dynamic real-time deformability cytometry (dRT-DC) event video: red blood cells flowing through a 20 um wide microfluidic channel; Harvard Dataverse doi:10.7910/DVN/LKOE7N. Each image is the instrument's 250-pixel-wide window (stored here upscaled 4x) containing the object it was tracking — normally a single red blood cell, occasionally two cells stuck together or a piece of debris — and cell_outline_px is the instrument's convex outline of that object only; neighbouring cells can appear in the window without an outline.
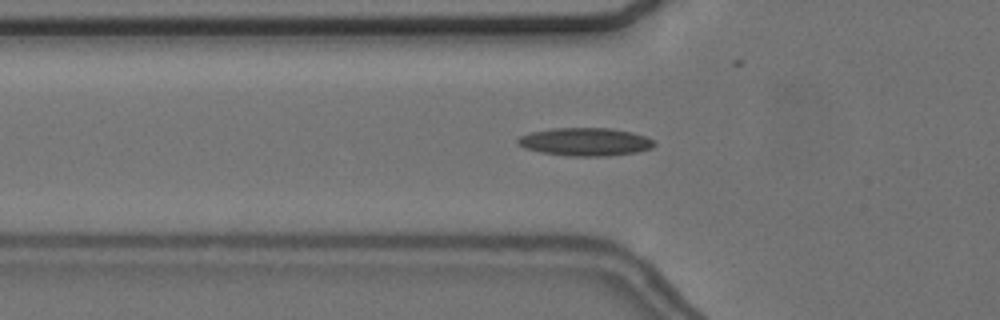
{"species": "common noctule bat (a hibernating species)", "species_latin": "Nyctalus noctula", "temperature_condition": "cold", "stored_images_in_passage": 56, "camera_frame_rate_fps": 3000, "um_per_image_px": 0.085, "animal": {"sex": "female", "body_mass_g": 24.6, "forearm_length_mm": 56.2}, "frame": {"image": 1, "passage_image": 19, "time_ms": 6.0, "image_size_px": [1000, 320], "cell_outline_px": [[656, 144], [652, 148], [636, 152], [608, 156], [568, 156], [540, 152], [524, 148], [516, 144], [516, 140], [520, 136], [532, 132], [552, 128], [612, 128], [632, 132], [656, 140]], "centroid_in_image_um": [49.75, 12.05], "position_along_channel_um": 76.0, "area_um2": 22.48}}
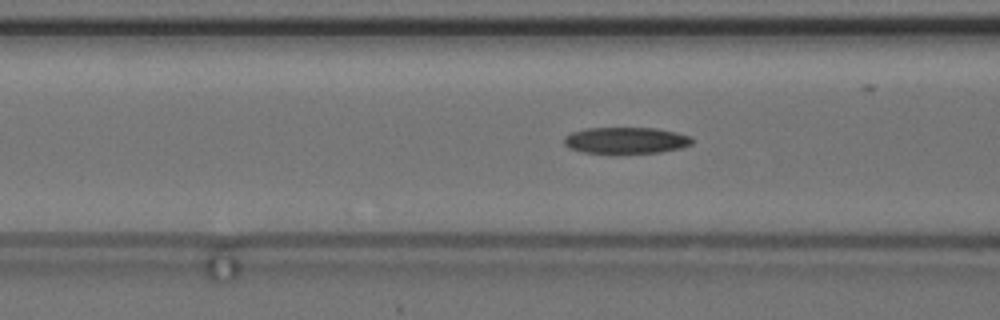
{"frame": {"image": 2, "passage_image": 22, "time_ms": 7.0, "image_size_px": [1000, 320], "cell_outline_px": [[692, 144], [680, 148], [660, 152], [616, 156], [584, 152], [568, 148], [564, 144], [564, 136], [572, 132], [584, 128], [656, 128], [676, 132], [692, 136]], "centroid_in_image_um": [53.17, 11.97], "position_along_channel_um": 113.4, "area_um2": 20.58}}
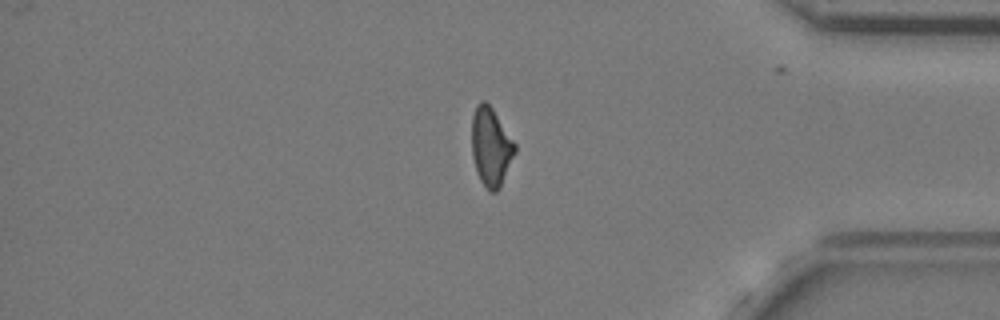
{"frame": {"image": 3, "passage_image": 47, "time_ms": 15.333, "image_size_px": [1000, 320], "cell_outline_px": [[516, 152], [500, 188], [496, 192], [492, 192], [480, 180], [476, 172], [472, 156], [472, 116], [476, 104], [480, 100], [484, 100], [492, 108], [516, 144]], "centroid_in_image_um": [41.72, 12.47], "position_along_channel_um": 393.5, "area_um2": 19.77}}